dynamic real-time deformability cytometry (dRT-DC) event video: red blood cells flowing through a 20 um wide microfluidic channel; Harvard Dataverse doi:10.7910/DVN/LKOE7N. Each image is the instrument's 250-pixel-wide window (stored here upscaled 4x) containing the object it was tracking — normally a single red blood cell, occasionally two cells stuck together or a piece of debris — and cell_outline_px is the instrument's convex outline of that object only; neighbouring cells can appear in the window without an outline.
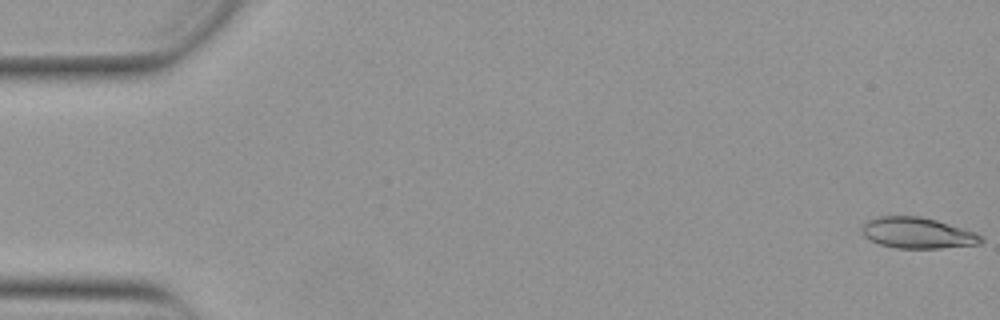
{"species": "Egyptian fruit bat (a non-hibernating species)", "species_latin": "Rousettus aegyptiacus", "temperature_condition": "warm", "stored_images_in_passage": 54, "camera_frame_rate_fps": 3000, "um_per_image_px": 0.085, "animal": {"sex": "female"}, "frame": {"image": 1, "passage_image": 1, "time_ms": 0.0, "image_size_px": [1000, 320], "cell_outline_px": [[984, 240], [980, 244], [940, 248], [896, 248], [880, 244], [868, 240], [864, 236], [860, 228], [868, 220], [876, 216], [920, 216], [936, 220], [976, 232], [984, 236]], "centroid_in_image_um": [77.99, 19.8], "position_along_channel_um": 7.0, "area_um2": 21.68}}
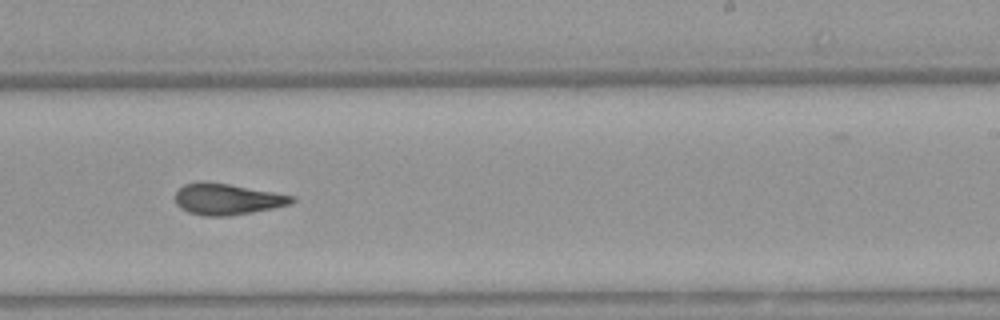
{"frame": {"image": 2, "passage_image": 33, "time_ms": 10.667, "image_size_px": [1000, 320], "cell_outline_px": [[296, 200], [292, 204], [252, 212], [228, 216], [204, 216], [188, 212], [180, 208], [176, 204], [176, 192], [184, 184], [200, 180], [228, 184], [272, 192], [292, 196]], "centroid_in_image_um": [19.26, 16.93], "position_along_channel_um": 269.7, "area_um2": 21.1}}
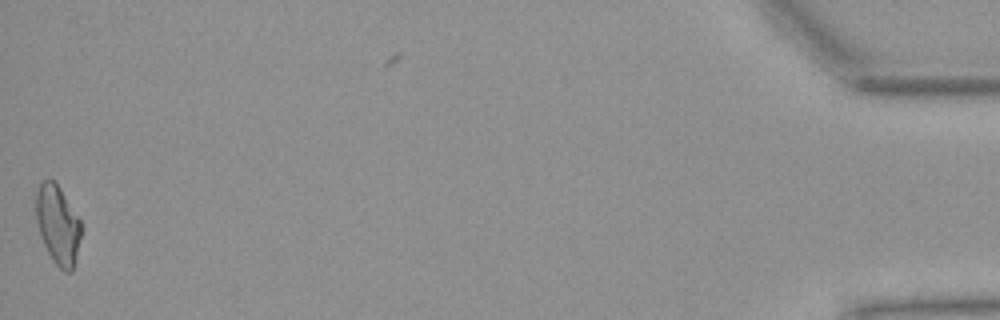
{"frame": {"image": 3, "passage_image": 53, "time_ms": 17.333, "image_size_px": [1000, 320], "cell_outline_px": [[80, 236], [76, 256], [72, 272], [64, 272], [52, 260], [40, 236], [36, 220], [36, 192], [40, 184], [44, 180], [52, 180], [60, 188], [80, 220]], "centroid_in_image_um": [4.89, 19.12], "position_along_channel_um": 430.3, "area_um2": 20.4}, "authors_computed_cell_mechanics": {"area_um2": 21.2415, "velocity_mm_per_s": 3.8798, "shape_relaxation_time_tau1_ms": null, "shape_relaxation_time_tau2_ms": 2.3498, "deformation_change_tau1": null, "deformation_change_tau2": 0.1148}}